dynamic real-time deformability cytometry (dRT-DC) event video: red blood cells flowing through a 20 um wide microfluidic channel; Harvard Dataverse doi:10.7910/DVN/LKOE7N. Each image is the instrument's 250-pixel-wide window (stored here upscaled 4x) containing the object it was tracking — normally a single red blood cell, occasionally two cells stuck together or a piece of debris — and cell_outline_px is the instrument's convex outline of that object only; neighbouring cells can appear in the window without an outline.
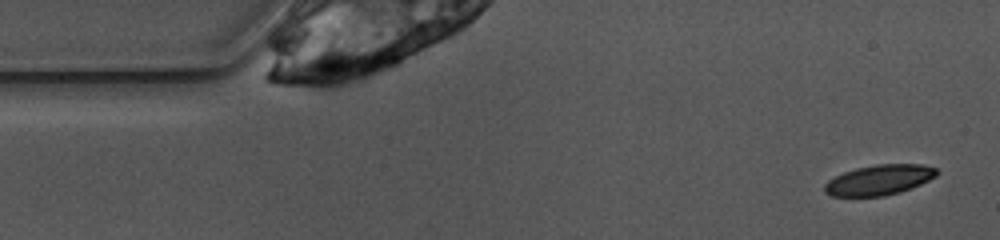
{"species": "common noctule bat (a hibernating species)", "species_latin": "Nyctalus noctula", "temperature_condition": "warm", "stored_images_in_passage": 7, "camera_frame_rate_fps": 3000, "um_per_image_px": 0.085, "animal": {"sex": "female", "body_mass_g": 10.0, "forearm_length_mm": 53.1}, "frame": {"image": 1, "passage_image": 2, "time_ms": 0.333, "image_size_px": [1000, 240], "cell_outline_px": [[940, 172], [936, 176], [912, 188], [900, 192], [884, 196], [832, 196], [824, 192], [824, 184], [828, 180], [844, 172], [856, 168], [876, 164], [924, 164], [936, 168]], "centroid_in_image_um": [74.74, 15.29], "position_along_channel_um": 10.3, "area_um2": 19.83}}